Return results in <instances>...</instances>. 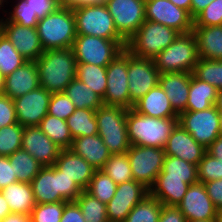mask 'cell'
I'll list each match as a JSON object with an SVG mask.
<instances>
[{"mask_svg":"<svg viewBox=\"0 0 222 222\" xmlns=\"http://www.w3.org/2000/svg\"><path fill=\"white\" fill-rule=\"evenodd\" d=\"M39 84L50 93L65 92L76 78V59L72 48L46 50L35 61Z\"/></svg>","mask_w":222,"mask_h":222,"instance_id":"cell-1","label":"cell"},{"mask_svg":"<svg viewBox=\"0 0 222 222\" xmlns=\"http://www.w3.org/2000/svg\"><path fill=\"white\" fill-rule=\"evenodd\" d=\"M128 139L131 145L164 148L178 118H153L128 109L126 116Z\"/></svg>","mask_w":222,"mask_h":222,"instance_id":"cell-2","label":"cell"},{"mask_svg":"<svg viewBox=\"0 0 222 222\" xmlns=\"http://www.w3.org/2000/svg\"><path fill=\"white\" fill-rule=\"evenodd\" d=\"M36 204L75 201L83 190L55 165L44 166L31 182Z\"/></svg>","mask_w":222,"mask_h":222,"instance_id":"cell-3","label":"cell"},{"mask_svg":"<svg viewBox=\"0 0 222 222\" xmlns=\"http://www.w3.org/2000/svg\"><path fill=\"white\" fill-rule=\"evenodd\" d=\"M36 28L44 51L72 48L77 35L72 7L60 6L39 19Z\"/></svg>","mask_w":222,"mask_h":222,"instance_id":"cell-4","label":"cell"},{"mask_svg":"<svg viewBox=\"0 0 222 222\" xmlns=\"http://www.w3.org/2000/svg\"><path fill=\"white\" fill-rule=\"evenodd\" d=\"M199 59L197 42L194 33L179 34L171 45L153 58L160 74L174 72H190Z\"/></svg>","mask_w":222,"mask_h":222,"instance_id":"cell-5","label":"cell"},{"mask_svg":"<svg viewBox=\"0 0 222 222\" xmlns=\"http://www.w3.org/2000/svg\"><path fill=\"white\" fill-rule=\"evenodd\" d=\"M127 111L123 107L105 105L96 110L98 135L111 154L126 153L131 146L127 133Z\"/></svg>","mask_w":222,"mask_h":222,"instance_id":"cell-6","label":"cell"},{"mask_svg":"<svg viewBox=\"0 0 222 222\" xmlns=\"http://www.w3.org/2000/svg\"><path fill=\"white\" fill-rule=\"evenodd\" d=\"M178 35L172 28L145 20L127 41L126 49L135 56L153 59L171 45Z\"/></svg>","mask_w":222,"mask_h":222,"instance_id":"cell-7","label":"cell"},{"mask_svg":"<svg viewBox=\"0 0 222 222\" xmlns=\"http://www.w3.org/2000/svg\"><path fill=\"white\" fill-rule=\"evenodd\" d=\"M76 34L92 35L109 40H124L115 28L113 18L105 3L78 4L72 7Z\"/></svg>","mask_w":222,"mask_h":222,"instance_id":"cell-8","label":"cell"},{"mask_svg":"<svg viewBox=\"0 0 222 222\" xmlns=\"http://www.w3.org/2000/svg\"><path fill=\"white\" fill-rule=\"evenodd\" d=\"M125 40H109L92 35H76L72 51L76 63L107 67L126 48Z\"/></svg>","mask_w":222,"mask_h":222,"instance_id":"cell-9","label":"cell"},{"mask_svg":"<svg viewBox=\"0 0 222 222\" xmlns=\"http://www.w3.org/2000/svg\"><path fill=\"white\" fill-rule=\"evenodd\" d=\"M126 153L133 179L150 189L163 169L164 148L131 145Z\"/></svg>","mask_w":222,"mask_h":222,"instance_id":"cell-10","label":"cell"},{"mask_svg":"<svg viewBox=\"0 0 222 222\" xmlns=\"http://www.w3.org/2000/svg\"><path fill=\"white\" fill-rule=\"evenodd\" d=\"M178 123L205 148L220 135L221 118L216 105L202 111H185L178 117Z\"/></svg>","mask_w":222,"mask_h":222,"instance_id":"cell-11","label":"cell"},{"mask_svg":"<svg viewBox=\"0 0 222 222\" xmlns=\"http://www.w3.org/2000/svg\"><path fill=\"white\" fill-rule=\"evenodd\" d=\"M106 77L107 87L102 99L103 104L130 109L128 50L126 48L106 67Z\"/></svg>","mask_w":222,"mask_h":222,"instance_id":"cell-12","label":"cell"},{"mask_svg":"<svg viewBox=\"0 0 222 222\" xmlns=\"http://www.w3.org/2000/svg\"><path fill=\"white\" fill-rule=\"evenodd\" d=\"M160 73L154 60L135 56L128 51V90L130 95V109L159 84Z\"/></svg>","mask_w":222,"mask_h":222,"instance_id":"cell-13","label":"cell"},{"mask_svg":"<svg viewBox=\"0 0 222 222\" xmlns=\"http://www.w3.org/2000/svg\"><path fill=\"white\" fill-rule=\"evenodd\" d=\"M118 34L127 42L145 22V0H106Z\"/></svg>","mask_w":222,"mask_h":222,"instance_id":"cell-14","label":"cell"},{"mask_svg":"<svg viewBox=\"0 0 222 222\" xmlns=\"http://www.w3.org/2000/svg\"><path fill=\"white\" fill-rule=\"evenodd\" d=\"M145 17L146 20L161 23L179 34L191 32L194 26L190 13L170 0H145Z\"/></svg>","mask_w":222,"mask_h":222,"instance_id":"cell-15","label":"cell"},{"mask_svg":"<svg viewBox=\"0 0 222 222\" xmlns=\"http://www.w3.org/2000/svg\"><path fill=\"white\" fill-rule=\"evenodd\" d=\"M149 195V189L134 179L117 184L113 198L106 204L109 222H123L131 210Z\"/></svg>","mask_w":222,"mask_h":222,"instance_id":"cell-16","label":"cell"},{"mask_svg":"<svg viewBox=\"0 0 222 222\" xmlns=\"http://www.w3.org/2000/svg\"><path fill=\"white\" fill-rule=\"evenodd\" d=\"M51 95L52 93L40 86L13 99L17 122L23 127L39 126L48 113Z\"/></svg>","mask_w":222,"mask_h":222,"instance_id":"cell-17","label":"cell"},{"mask_svg":"<svg viewBox=\"0 0 222 222\" xmlns=\"http://www.w3.org/2000/svg\"><path fill=\"white\" fill-rule=\"evenodd\" d=\"M1 32L28 61H36L44 52L36 27L21 26L4 16L0 19Z\"/></svg>","mask_w":222,"mask_h":222,"instance_id":"cell-18","label":"cell"},{"mask_svg":"<svg viewBox=\"0 0 222 222\" xmlns=\"http://www.w3.org/2000/svg\"><path fill=\"white\" fill-rule=\"evenodd\" d=\"M187 221L217 220L218 210L208 196L204 183L191 184L177 205Z\"/></svg>","mask_w":222,"mask_h":222,"instance_id":"cell-19","label":"cell"},{"mask_svg":"<svg viewBox=\"0 0 222 222\" xmlns=\"http://www.w3.org/2000/svg\"><path fill=\"white\" fill-rule=\"evenodd\" d=\"M21 148L43 167L54 165L62 150L38 126L24 127Z\"/></svg>","mask_w":222,"mask_h":222,"instance_id":"cell-20","label":"cell"},{"mask_svg":"<svg viewBox=\"0 0 222 222\" xmlns=\"http://www.w3.org/2000/svg\"><path fill=\"white\" fill-rule=\"evenodd\" d=\"M164 152L168 156L198 165L207 151L178 123L167 139Z\"/></svg>","mask_w":222,"mask_h":222,"instance_id":"cell-21","label":"cell"},{"mask_svg":"<svg viewBox=\"0 0 222 222\" xmlns=\"http://www.w3.org/2000/svg\"><path fill=\"white\" fill-rule=\"evenodd\" d=\"M191 76L190 72L160 74L159 85L165 91L173 110L178 115L186 111Z\"/></svg>","mask_w":222,"mask_h":222,"instance_id":"cell-22","label":"cell"},{"mask_svg":"<svg viewBox=\"0 0 222 222\" xmlns=\"http://www.w3.org/2000/svg\"><path fill=\"white\" fill-rule=\"evenodd\" d=\"M40 87L35 61H27L5 77L3 94L12 100Z\"/></svg>","mask_w":222,"mask_h":222,"instance_id":"cell-23","label":"cell"},{"mask_svg":"<svg viewBox=\"0 0 222 222\" xmlns=\"http://www.w3.org/2000/svg\"><path fill=\"white\" fill-rule=\"evenodd\" d=\"M65 176L85 191L96 171L84 158L70 149L61 150L54 164Z\"/></svg>","mask_w":222,"mask_h":222,"instance_id":"cell-24","label":"cell"},{"mask_svg":"<svg viewBox=\"0 0 222 222\" xmlns=\"http://www.w3.org/2000/svg\"><path fill=\"white\" fill-rule=\"evenodd\" d=\"M70 150L84 158L96 170H101L111 156L98 134L73 139Z\"/></svg>","mask_w":222,"mask_h":222,"instance_id":"cell-25","label":"cell"},{"mask_svg":"<svg viewBox=\"0 0 222 222\" xmlns=\"http://www.w3.org/2000/svg\"><path fill=\"white\" fill-rule=\"evenodd\" d=\"M133 109L145 116L153 118H178L165 91L158 84L137 101Z\"/></svg>","mask_w":222,"mask_h":222,"instance_id":"cell-26","label":"cell"},{"mask_svg":"<svg viewBox=\"0 0 222 222\" xmlns=\"http://www.w3.org/2000/svg\"><path fill=\"white\" fill-rule=\"evenodd\" d=\"M200 58L222 60V25L193 26Z\"/></svg>","mask_w":222,"mask_h":222,"instance_id":"cell-27","label":"cell"},{"mask_svg":"<svg viewBox=\"0 0 222 222\" xmlns=\"http://www.w3.org/2000/svg\"><path fill=\"white\" fill-rule=\"evenodd\" d=\"M190 184L185 179L157 177L149 194L163 205L177 206L189 189Z\"/></svg>","mask_w":222,"mask_h":222,"instance_id":"cell-28","label":"cell"},{"mask_svg":"<svg viewBox=\"0 0 222 222\" xmlns=\"http://www.w3.org/2000/svg\"><path fill=\"white\" fill-rule=\"evenodd\" d=\"M0 193L6 199L11 213L30 215L36 205L31 183L15 182L0 190Z\"/></svg>","mask_w":222,"mask_h":222,"instance_id":"cell-29","label":"cell"},{"mask_svg":"<svg viewBox=\"0 0 222 222\" xmlns=\"http://www.w3.org/2000/svg\"><path fill=\"white\" fill-rule=\"evenodd\" d=\"M218 90L207 82L197 79L193 74L186 111H202L216 104Z\"/></svg>","mask_w":222,"mask_h":222,"instance_id":"cell-30","label":"cell"},{"mask_svg":"<svg viewBox=\"0 0 222 222\" xmlns=\"http://www.w3.org/2000/svg\"><path fill=\"white\" fill-rule=\"evenodd\" d=\"M65 93L77 109L96 111L104 105L102 98L77 78L67 86Z\"/></svg>","mask_w":222,"mask_h":222,"instance_id":"cell-31","label":"cell"},{"mask_svg":"<svg viewBox=\"0 0 222 222\" xmlns=\"http://www.w3.org/2000/svg\"><path fill=\"white\" fill-rule=\"evenodd\" d=\"M158 177L185 179V183L195 184L199 182L197 165L174 156H165L163 169Z\"/></svg>","mask_w":222,"mask_h":222,"instance_id":"cell-32","label":"cell"},{"mask_svg":"<svg viewBox=\"0 0 222 222\" xmlns=\"http://www.w3.org/2000/svg\"><path fill=\"white\" fill-rule=\"evenodd\" d=\"M8 158L18 182L31 183L43 167L32 155L22 148L16 150Z\"/></svg>","mask_w":222,"mask_h":222,"instance_id":"cell-33","label":"cell"},{"mask_svg":"<svg viewBox=\"0 0 222 222\" xmlns=\"http://www.w3.org/2000/svg\"><path fill=\"white\" fill-rule=\"evenodd\" d=\"M67 125L73 139L79 136L98 134L96 111L92 109H76L67 119Z\"/></svg>","mask_w":222,"mask_h":222,"instance_id":"cell-34","label":"cell"},{"mask_svg":"<svg viewBox=\"0 0 222 222\" xmlns=\"http://www.w3.org/2000/svg\"><path fill=\"white\" fill-rule=\"evenodd\" d=\"M38 127L62 150L70 149L73 137L66 120L47 114Z\"/></svg>","mask_w":222,"mask_h":222,"instance_id":"cell-35","label":"cell"},{"mask_svg":"<svg viewBox=\"0 0 222 222\" xmlns=\"http://www.w3.org/2000/svg\"><path fill=\"white\" fill-rule=\"evenodd\" d=\"M76 78L88 85V88L92 89L102 99L104 98L107 87L106 67L77 63Z\"/></svg>","mask_w":222,"mask_h":222,"instance_id":"cell-36","label":"cell"},{"mask_svg":"<svg viewBox=\"0 0 222 222\" xmlns=\"http://www.w3.org/2000/svg\"><path fill=\"white\" fill-rule=\"evenodd\" d=\"M163 204L150 194L128 214L123 222H159Z\"/></svg>","mask_w":222,"mask_h":222,"instance_id":"cell-37","label":"cell"},{"mask_svg":"<svg viewBox=\"0 0 222 222\" xmlns=\"http://www.w3.org/2000/svg\"><path fill=\"white\" fill-rule=\"evenodd\" d=\"M192 74L217 90L222 89V60L198 59Z\"/></svg>","mask_w":222,"mask_h":222,"instance_id":"cell-38","label":"cell"},{"mask_svg":"<svg viewBox=\"0 0 222 222\" xmlns=\"http://www.w3.org/2000/svg\"><path fill=\"white\" fill-rule=\"evenodd\" d=\"M25 59L11 44L8 38L0 33V72L4 77L13 73L18 67L25 64Z\"/></svg>","mask_w":222,"mask_h":222,"instance_id":"cell-39","label":"cell"},{"mask_svg":"<svg viewBox=\"0 0 222 222\" xmlns=\"http://www.w3.org/2000/svg\"><path fill=\"white\" fill-rule=\"evenodd\" d=\"M117 184L104 171L96 170L85 190L93 197L107 204L114 196Z\"/></svg>","mask_w":222,"mask_h":222,"instance_id":"cell-40","label":"cell"},{"mask_svg":"<svg viewBox=\"0 0 222 222\" xmlns=\"http://www.w3.org/2000/svg\"><path fill=\"white\" fill-rule=\"evenodd\" d=\"M79 205L85 222H109L106 204L83 191L75 200Z\"/></svg>","mask_w":222,"mask_h":222,"instance_id":"cell-41","label":"cell"},{"mask_svg":"<svg viewBox=\"0 0 222 222\" xmlns=\"http://www.w3.org/2000/svg\"><path fill=\"white\" fill-rule=\"evenodd\" d=\"M101 170L111 177L116 184L133 180L127 153L111 154Z\"/></svg>","mask_w":222,"mask_h":222,"instance_id":"cell-42","label":"cell"},{"mask_svg":"<svg viewBox=\"0 0 222 222\" xmlns=\"http://www.w3.org/2000/svg\"><path fill=\"white\" fill-rule=\"evenodd\" d=\"M24 127L19 123L0 128V156L8 157L21 149Z\"/></svg>","mask_w":222,"mask_h":222,"instance_id":"cell-43","label":"cell"},{"mask_svg":"<svg viewBox=\"0 0 222 222\" xmlns=\"http://www.w3.org/2000/svg\"><path fill=\"white\" fill-rule=\"evenodd\" d=\"M14 3L15 4L11 6L12 10H3L6 19L21 26L37 27L39 18L37 17V14H33L31 12L29 7L26 5V0H15Z\"/></svg>","mask_w":222,"mask_h":222,"instance_id":"cell-44","label":"cell"},{"mask_svg":"<svg viewBox=\"0 0 222 222\" xmlns=\"http://www.w3.org/2000/svg\"><path fill=\"white\" fill-rule=\"evenodd\" d=\"M66 202L36 204L30 214L32 222H60Z\"/></svg>","mask_w":222,"mask_h":222,"instance_id":"cell-45","label":"cell"},{"mask_svg":"<svg viewBox=\"0 0 222 222\" xmlns=\"http://www.w3.org/2000/svg\"><path fill=\"white\" fill-rule=\"evenodd\" d=\"M197 171L201 183L222 179V161L206 152L197 165Z\"/></svg>","mask_w":222,"mask_h":222,"instance_id":"cell-46","label":"cell"},{"mask_svg":"<svg viewBox=\"0 0 222 222\" xmlns=\"http://www.w3.org/2000/svg\"><path fill=\"white\" fill-rule=\"evenodd\" d=\"M76 109L65 92L52 93L47 114L66 120Z\"/></svg>","mask_w":222,"mask_h":222,"instance_id":"cell-47","label":"cell"},{"mask_svg":"<svg viewBox=\"0 0 222 222\" xmlns=\"http://www.w3.org/2000/svg\"><path fill=\"white\" fill-rule=\"evenodd\" d=\"M222 25V0L212 1L194 18V26Z\"/></svg>","mask_w":222,"mask_h":222,"instance_id":"cell-48","label":"cell"},{"mask_svg":"<svg viewBox=\"0 0 222 222\" xmlns=\"http://www.w3.org/2000/svg\"><path fill=\"white\" fill-rule=\"evenodd\" d=\"M17 122L14 101L4 94H0V128Z\"/></svg>","mask_w":222,"mask_h":222,"instance_id":"cell-49","label":"cell"},{"mask_svg":"<svg viewBox=\"0 0 222 222\" xmlns=\"http://www.w3.org/2000/svg\"><path fill=\"white\" fill-rule=\"evenodd\" d=\"M26 5L39 19L51 14L60 7L58 0H26Z\"/></svg>","mask_w":222,"mask_h":222,"instance_id":"cell-50","label":"cell"},{"mask_svg":"<svg viewBox=\"0 0 222 222\" xmlns=\"http://www.w3.org/2000/svg\"><path fill=\"white\" fill-rule=\"evenodd\" d=\"M18 182L8 157L0 156V190Z\"/></svg>","mask_w":222,"mask_h":222,"instance_id":"cell-51","label":"cell"},{"mask_svg":"<svg viewBox=\"0 0 222 222\" xmlns=\"http://www.w3.org/2000/svg\"><path fill=\"white\" fill-rule=\"evenodd\" d=\"M60 222H85L82 211L76 201L66 202Z\"/></svg>","mask_w":222,"mask_h":222,"instance_id":"cell-52","label":"cell"},{"mask_svg":"<svg viewBox=\"0 0 222 222\" xmlns=\"http://www.w3.org/2000/svg\"><path fill=\"white\" fill-rule=\"evenodd\" d=\"M208 196L213 202L215 208L219 211L222 209V179L204 183Z\"/></svg>","mask_w":222,"mask_h":222,"instance_id":"cell-53","label":"cell"},{"mask_svg":"<svg viewBox=\"0 0 222 222\" xmlns=\"http://www.w3.org/2000/svg\"><path fill=\"white\" fill-rule=\"evenodd\" d=\"M159 222H187V220L177 206L163 205Z\"/></svg>","mask_w":222,"mask_h":222,"instance_id":"cell-54","label":"cell"},{"mask_svg":"<svg viewBox=\"0 0 222 222\" xmlns=\"http://www.w3.org/2000/svg\"><path fill=\"white\" fill-rule=\"evenodd\" d=\"M214 0H191L190 15L194 19Z\"/></svg>","mask_w":222,"mask_h":222,"instance_id":"cell-55","label":"cell"},{"mask_svg":"<svg viewBox=\"0 0 222 222\" xmlns=\"http://www.w3.org/2000/svg\"><path fill=\"white\" fill-rule=\"evenodd\" d=\"M206 151L214 158L222 161V136L220 135L208 148H206Z\"/></svg>","mask_w":222,"mask_h":222,"instance_id":"cell-56","label":"cell"},{"mask_svg":"<svg viewBox=\"0 0 222 222\" xmlns=\"http://www.w3.org/2000/svg\"><path fill=\"white\" fill-rule=\"evenodd\" d=\"M0 222H32V218L28 214L10 213Z\"/></svg>","mask_w":222,"mask_h":222,"instance_id":"cell-57","label":"cell"},{"mask_svg":"<svg viewBox=\"0 0 222 222\" xmlns=\"http://www.w3.org/2000/svg\"><path fill=\"white\" fill-rule=\"evenodd\" d=\"M106 0H58L60 6L73 7L78 4H103Z\"/></svg>","mask_w":222,"mask_h":222,"instance_id":"cell-58","label":"cell"},{"mask_svg":"<svg viewBox=\"0 0 222 222\" xmlns=\"http://www.w3.org/2000/svg\"><path fill=\"white\" fill-rule=\"evenodd\" d=\"M10 213L11 210L9 208V205L4 196L0 193V221Z\"/></svg>","mask_w":222,"mask_h":222,"instance_id":"cell-59","label":"cell"},{"mask_svg":"<svg viewBox=\"0 0 222 222\" xmlns=\"http://www.w3.org/2000/svg\"><path fill=\"white\" fill-rule=\"evenodd\" d=\"M174 5L190 13L191 0H170Z\"/></svg>","mask_w":222,"mask_h":222,"instance_id":"cell-60","label":"cell"},{"mask_svg":"<svg viewBox=\"0 0 222 222\" xmlns=\"http://www.w3.org/2000/svg\"><path fill=\"white\" fill-rule=\"evenodd\" d=\"M217 109L222 112V89L218 90L217 101H216Z\"/></svg>","mask_w":222,"mask_h":222,"instance_id":"cell-61","label":"cell"},{"mask_svg":"<svg viewBox=\"0 0 222 222\" xmlns=\"http://www.w3.org/2000/svg\"><path fill=\"white\" fill-rule=\"evenodd\" d=\"M4 83H5V77H4L3 74L0 72V94H3Z\"/></svg>","mask_w":222,"mask_h":222,"instance_id":"cell-62","label":"cell"},{"mask_svg":"<svg viewBox=\"0 0 222 222\" xmlns=\"http://www.w3.org/2000/svg\"><path fill=\"white\" fill-rule=\"evenodd\" d=\"M217 222H222V209L218 211Z\"/></svg>","mask_w":222,"mask_h":222,"instance_id":"cell-63","label":"cell"},{"mask_svg":"<svg viewBox=\"0 0 222 222\" xmlns=\"http://www.w3.org/2000/svg\"><path fill=\"white\" fill-rule=\"evenodd\" d=\"M4 3L7 5V3H9V2H8V0H0V10L2 9V11L4 10L3 9L4 8ZM1 7H3V8H1Z\"/></svg>","mask_w":222,"mask_h":222,"instance_id":"cell-64","label":"cell"},{"mask_svg":"<svg viewBox=\"0 0 222 222\" xmlns=\"http://www.w3.org/2000/svg\"><path fill=\"white\" fill-rule=\"evenodd\" d=\"M187 222H217V220H208V221L194 220V221H187Z\"/></svg>","mask_w":222,"mask_h":222,"instance_id":"cell-65","label":"cell"},{"mask_svg":"<svg viewBox=\"0 0 222 222\" xmlns=\"http://www.w3.org/2000/svg\"><path fill=\"white\" fill-rule=\"evenodd\" d=\"M220 118H221V129H220V133H221V136H222V112H220Z\"/></svg>","mask_w":222,"mask_h":222,"instance_id":"cell-66","label":"cell"}]
</instances>
